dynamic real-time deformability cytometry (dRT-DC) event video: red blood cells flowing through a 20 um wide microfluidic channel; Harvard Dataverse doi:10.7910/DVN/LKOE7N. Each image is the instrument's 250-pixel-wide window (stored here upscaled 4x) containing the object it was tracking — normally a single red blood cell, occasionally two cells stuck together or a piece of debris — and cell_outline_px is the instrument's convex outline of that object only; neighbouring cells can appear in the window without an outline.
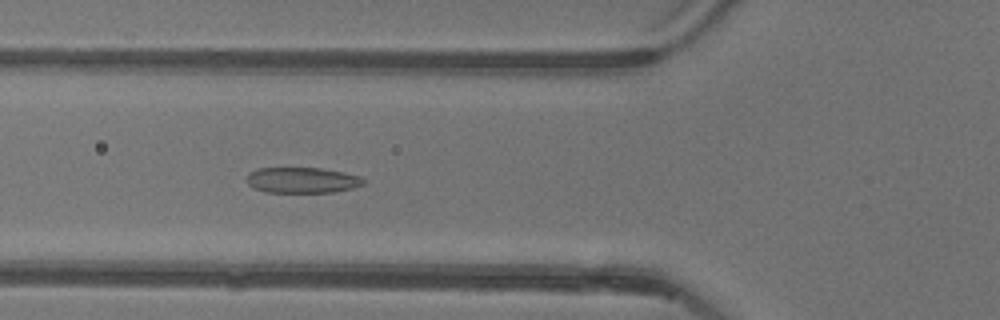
{"species": "common noctule bat (a hibernating species)", "species_latin": "Nyctalus noctula", "temperature_condition": "warm", "stored_images_in_passage": 52, "camera_frame_rate_fps": 3000, "um_per_image_px": 0.085, "animal": {"sex": "female"}, "frame": {"image": 1, "passage_image": 19, "time_ms": 6.0, "image_size_px": [1000, 320], "cell_outline_px": [[364, 184], [352, 188], [332, 192], [268, 192], [256, 188], [248, 184], [248, 172], [256, 168], [320, 168], [344, 172], [360, 176], [364, 180]], "centroid_in_image_um": [25.69, 15.3], "position_along_channel_um": 100.1, "area_um2": 17.34}}
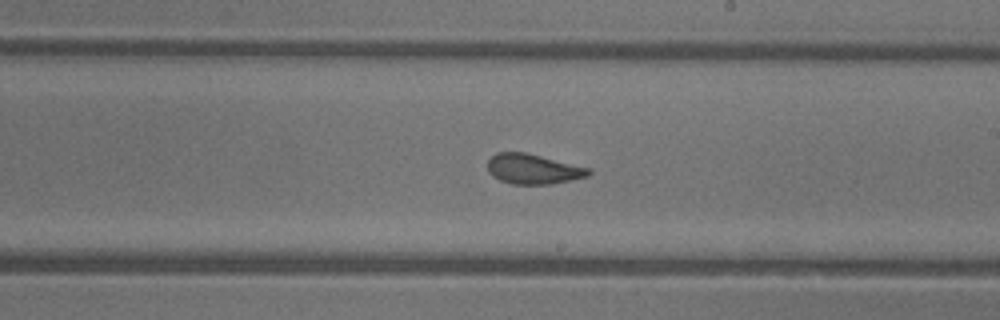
{"frame": {"image": 2, "passage_image": 30, "time_ms": 9.667, "image_size_px": [1000, 320], "cell_outline_px": [[592, 172], [588, 176], [552, 184], [512, 184], [500, 180], [492, 176], [488, 172], [488, 160], [496, 152], [524, 152], [592, 168]], "centroid_in_image_um": [45.33, 14.37], "position_along_channel_um": 243.7, "area_um2": 17.74}}
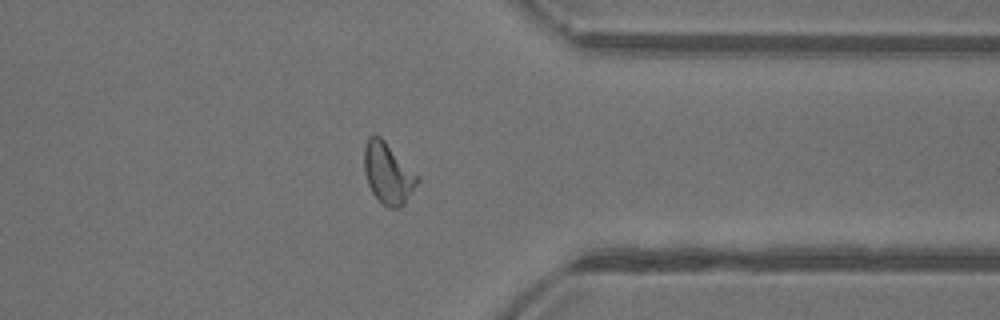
{"frame": {"image": 3, "passage_image": 41, "time_ms": 13.333, "image_size_px": [1000, 320], "cell_outline_px": [[420, 180], [404, 204], [400, 208], [388, 208], [372, 192], [368, 184], [364, 172], [364, 148], [368, 136], [380, 136], [420, 176]], "centroid_in_image_um": [32.99, 14.73], "position_along_channel_um": 378.4, "area_um2": 18.9}}